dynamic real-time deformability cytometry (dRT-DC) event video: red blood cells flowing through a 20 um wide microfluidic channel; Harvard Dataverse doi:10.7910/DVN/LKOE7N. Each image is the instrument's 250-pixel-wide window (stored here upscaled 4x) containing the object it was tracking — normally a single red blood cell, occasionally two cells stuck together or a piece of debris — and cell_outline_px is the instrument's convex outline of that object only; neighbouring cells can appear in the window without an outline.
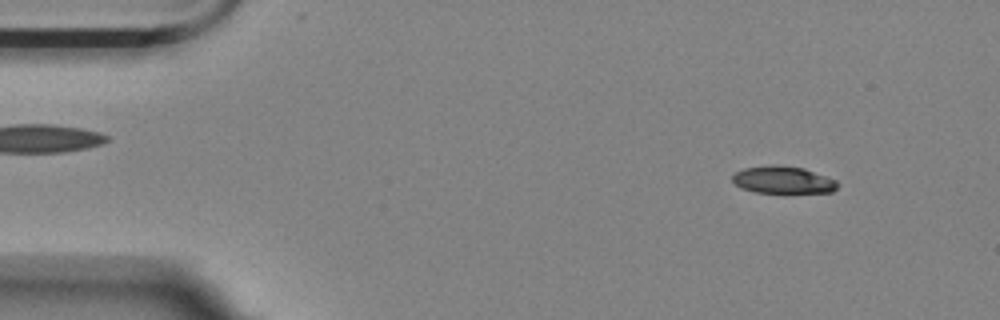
{"species": "Egyptian fruit bat (a non-hibernating species)", "species_latin": "Rousettus aegyptiacus", "temperature_condition": "room temperature", "stored_images_in_passage": 55, "camera_frame_rate_fps": 3000, "um_per_image_px": 0.085, "animal": {"sex": "female"}, "frame": {"image": 1, "passage_image": 5, "time_ms": 1.333, "image_size_px": [1000, 320], "cell_outline_px": [[840, 184], [832, 192], [784, 196], [756, 192], [740, 188], [732, 180], [732, 176], [736, 172], [744, 168], [772, 164], [776, 164], [804, 168], [836, 180]], "centroid_in_image_um": [66.59, 15.35], "position_along_channel_um": 18.4, "area_um2": 17.74}}
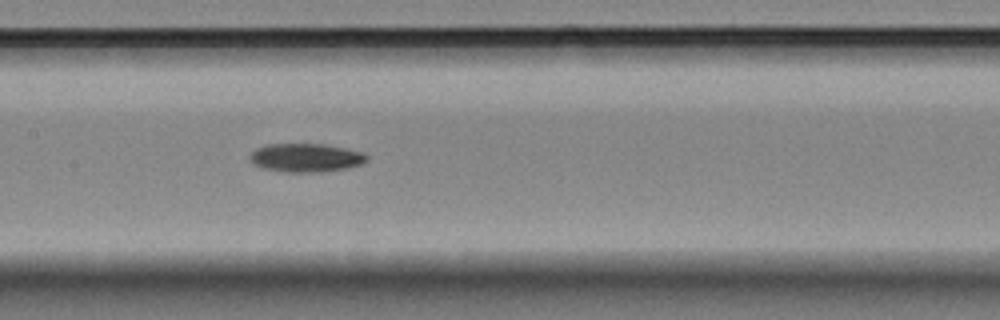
{"frame": {"image": 2, "passage_image": 26, "time_ms": 8.333, "image_size_px": [1000, 320], "cell_outline_px": [[368, 160], [364, 164], [348, 168], [324, 172], [284, 172], [260, 168], [252, 164], [248, 160], [248, 156], [256, 148], [268, 144], [324, 144], [364, 152], [368, 156]], "centroid_in_image_um": [25.99, 13.42], "position_along_channel_um": 181.4, "area_um2": 19.88}}
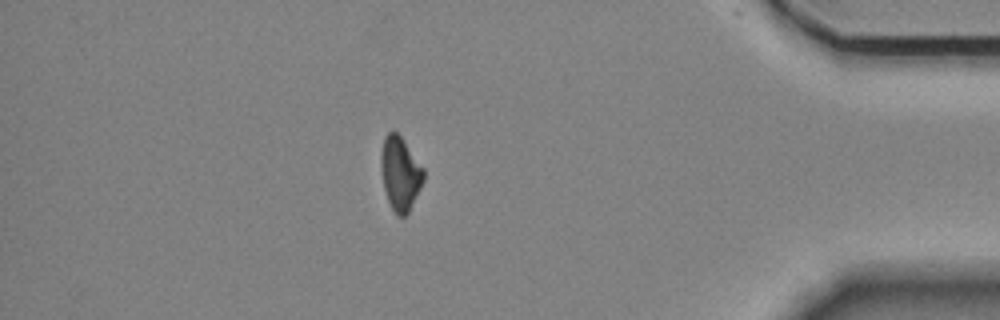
{"frame": {"image": 3, "passage_image": 48, "time_ms": 15.667, "image_size_px": [1000, 320], "cell_outline_px": [[424, 180], [408, 212], [404, 216], [396, 216], [388, 200], [384, 188], [380, 168], [380, 156], [384, 136], [388, 132], [396, 132], [400, 136], [424, 168]], "centroid_in_image_um": [34.0, 14.74], "position_along_channel_um": 401.2, "area_um2": 18.15}, "authors_computed_cell_mechanics": {"area_um2": 18.4382, "velocity_mm_per_s": 3.5346, "shape_relaxation_time_tau1_ms": 9.7652, "shape_relaxation_time_tau2_ms": null, "deformation_change_tau1": 0.2188, "deformation_change_tau2": null}}